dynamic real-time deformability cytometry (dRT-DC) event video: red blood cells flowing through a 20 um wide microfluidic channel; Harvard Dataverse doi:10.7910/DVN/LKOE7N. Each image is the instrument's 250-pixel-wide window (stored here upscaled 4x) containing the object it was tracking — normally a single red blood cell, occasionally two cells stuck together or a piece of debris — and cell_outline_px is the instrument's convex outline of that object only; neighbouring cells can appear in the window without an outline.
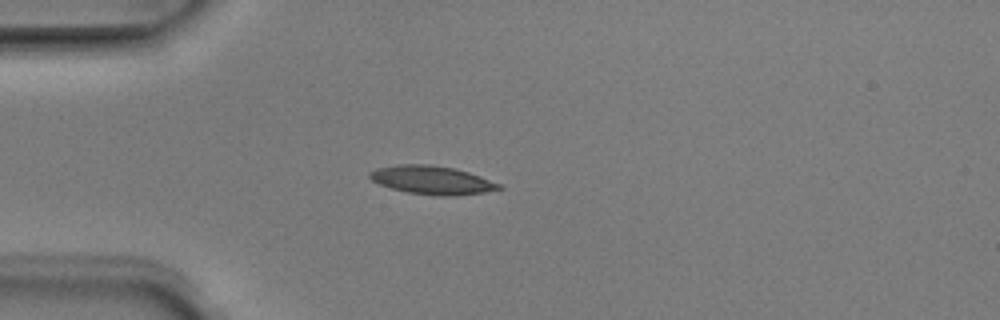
{"species": "Egyptian fruit bat (a non-hibernating species)", "species_latin": "Rousettus aegyptiacus", "temperature_condition": "room temperature", "stored_images_in_passage": 1, "camera_frame_rate_fps": 3000, "um_per_image_px": 0.085, "animal": {"sex": "male"}, "frame": {"image": 1, "passage_image": 1, "time_ms": 0.0, "image_size_px": [1000, 320], "cell_outline_px": [[504, 188], [484, 192], [456, 196], [440, 196], [408, 192], [392, 188], [380, 184], [372, 180], [368, 176], [368, 172], [376, 168], [396, 164], [428, 164], [452, 168], [468, 172], [480, 176], [500, 184]], "centroid_in_image_um": [36.7, 15.3], "position_along_channel_um": 48.3, "area_um2": 21.33}}